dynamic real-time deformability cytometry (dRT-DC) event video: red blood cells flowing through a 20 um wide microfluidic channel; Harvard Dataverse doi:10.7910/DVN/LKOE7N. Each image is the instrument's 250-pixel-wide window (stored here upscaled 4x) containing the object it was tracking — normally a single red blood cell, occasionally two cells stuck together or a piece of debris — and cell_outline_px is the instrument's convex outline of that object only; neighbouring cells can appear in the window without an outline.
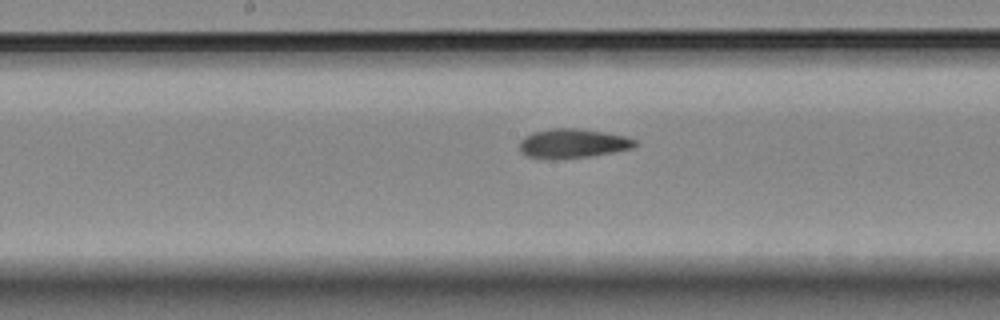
{"species": "Egyptian fruit bat (a non-hibernating species)", "species_latin": "Rousettus aegyptiacus", "temperature_condition": "room temperature", "stored_images_in_passage": 7, "segment_of_instrument_passage": [1, 2], "camera_frame_rate_fps": 3000, "um_per_image_px": 0.085, "animal": {"sex": "female"}, "frame": {"image": 1, "passage_image": 6, "time_ms": 6.667, "image_size_px": [1000, 320], "cell_outline_px": [[636, 144], [632, 148], [612, 152], [588, 156], [552, 160], [528, 156], [520, 152], [520, 140], [524, 136], [532, 132], [552, 128], [576, 128], [604, 132], [628, 136], [636, 140]], "centroid_in_image_um": [48.65, 12.19], "position_along_channel_um": 199.5, "area_um2": 19.77}}